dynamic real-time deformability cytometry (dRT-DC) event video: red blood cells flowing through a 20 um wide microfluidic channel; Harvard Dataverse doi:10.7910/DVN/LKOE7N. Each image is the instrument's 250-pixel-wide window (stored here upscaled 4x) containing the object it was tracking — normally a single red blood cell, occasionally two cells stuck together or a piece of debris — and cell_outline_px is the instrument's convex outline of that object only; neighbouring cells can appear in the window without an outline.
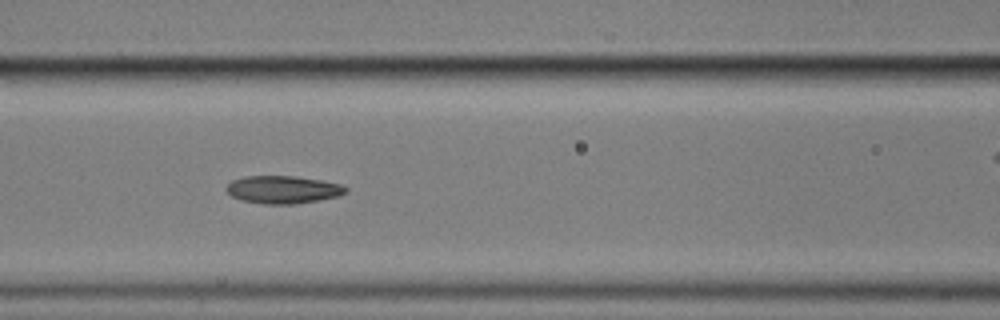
{"species": "common noctule bat (a hibernating species)", "species_latin": "Nyctalus noctula", "temperature_condition": "cold", "stored_images_in_passage": 8, "camera_frame_rate_fps": 3000, "um_per_image_px": 0.085, "animal": {"sex": "male", "body_mass_g": 17.9}, "frame": {"image": 1, "passage_image": 6, "time_ms": 5.667, "image_size_px": [1000, 320], "cell_outline_px": [[348, 192], [336, 196], [296, 204], [264, 204], [240, 200], [232, 196], [224, 188], [232, 180], [244, 176], [296, 176], [320, 180], [340, 184], [348, 188]], "centroid_in_image_um": [24.02, 16.11], "position_along_channel_um": 142.6, "area_um2": 19.25}}
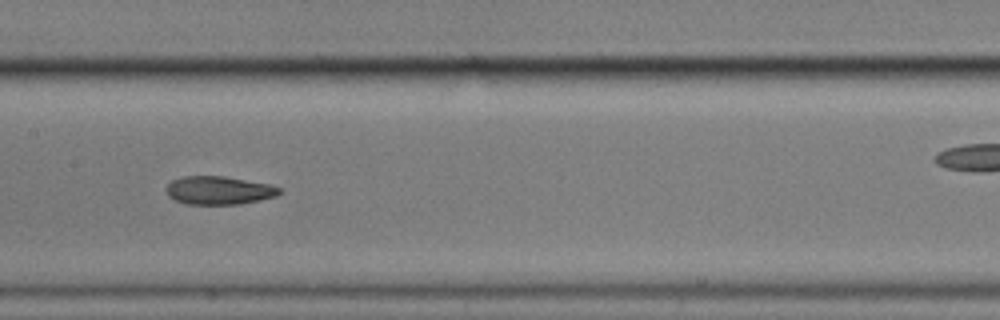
{"frame": {"image": 2, "passage_image": 7, "time_ms": 7.0, "image_size_px": [1000, 320], "cell_outline_px": [[280, 192], [276, 196], [260, 200], [240, 204], [188, 204], [176, 200], [168, 196], [164, 188], [172, 180], [184, 176], [224, 176], [272, 184], [280, 188]], "centroid_in_image_um": [18.6, 16.17], "position_along_channel_um": 188.8, "area_um2": 18.73}}